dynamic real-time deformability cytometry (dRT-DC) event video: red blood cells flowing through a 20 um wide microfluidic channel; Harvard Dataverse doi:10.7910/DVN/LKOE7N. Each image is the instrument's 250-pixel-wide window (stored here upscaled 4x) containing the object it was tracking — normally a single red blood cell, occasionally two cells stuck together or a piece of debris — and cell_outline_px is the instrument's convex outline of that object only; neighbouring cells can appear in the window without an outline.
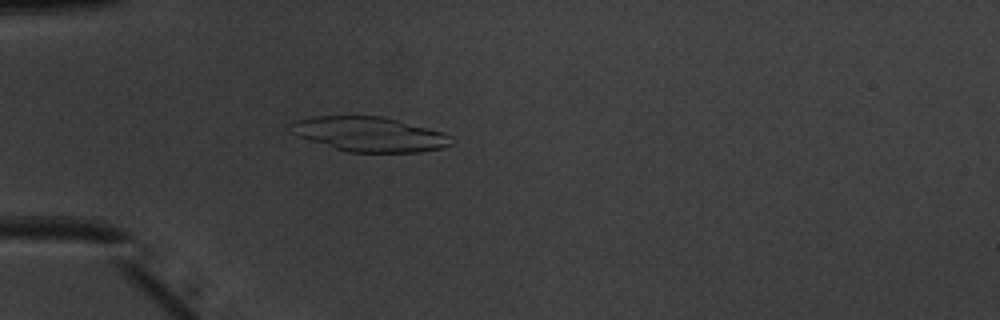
{"species": "common noctule bat (a hibernating species)", "species_latin": "Nyctalus noctula", "temperature_condition": "warm", "stored_images_in_passage": 41, "camera_frame_rate_fps": 3000, "um_per_image_px": 0.085, "animal": {"sex": "male", "body_mass_g": 20.1, "forearm_length_mm": 53.5}, "frame": {"image": 1, "passage_image": 6, "time_ms": 1.667, "image_size_px": [1000, 320], "cell_outline_px": [[452, 144], [440, 148], [420, 152], [348, 152], [296, 136], [288, 128], [288, 124], [296, 120], [312, 116], [384, 116], [444, 132], [452, 136]], "centroid_in_image_um": [31.39, 11.4], "position_along_channel_um": 53.6, "area_um2": 32.6}}
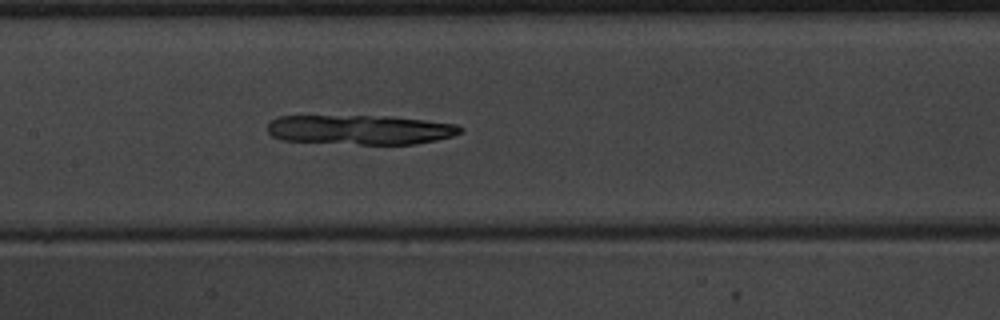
{"frame": {"image": 2, "passage_image": 16, "time_ms": 5.0, "image_size_px": [1000, 320], "cell_outline_px": [[464, 132], [452, 136], [436, 140], [416, 144], [360, 144], [280, 140], [272, 136], [268, 132], [268, 124], [276, 116], [392, 116], [456, 124], [464, 128]], "centroid_in_image_um": [30.64, 11.02], "position_along_channel_um": 176.8, "area_um2": 33.35}}